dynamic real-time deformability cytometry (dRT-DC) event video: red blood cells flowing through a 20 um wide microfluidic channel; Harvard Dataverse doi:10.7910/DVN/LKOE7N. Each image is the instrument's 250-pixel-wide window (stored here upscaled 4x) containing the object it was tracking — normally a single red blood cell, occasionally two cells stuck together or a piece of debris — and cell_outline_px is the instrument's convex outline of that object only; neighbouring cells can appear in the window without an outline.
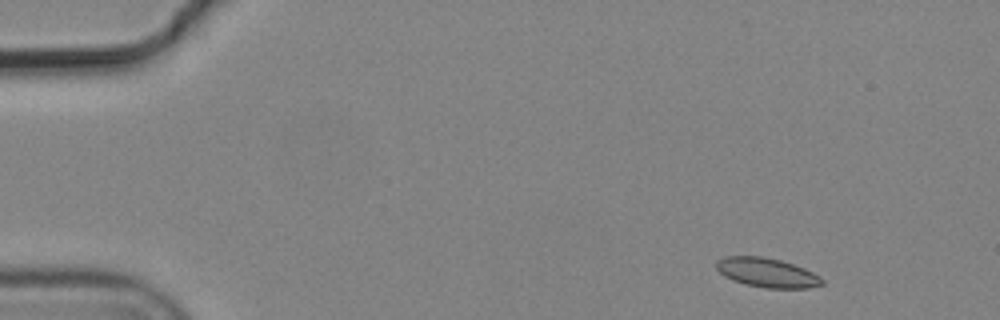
{"species": "common noctule bat (a hibernating species)", "species_latin": "Nyctalus noctula", "temperature_condition": "cold", "stored_images_in_passage": 4, "camera_frame_rate_fps": 3000, "um_per_image_px": 0.085, "animal": {"sex": "male", "body_mass_g": 19.2, "forearm_length_mm": 51.8}, "frame": {"image": 1, "passage_image": 1, "time_ms": 0.0, "image_size_px": [1000, 320], "cell_outline_px": [[824, 284], [808, 288], [764, 288], [744, 284], [732, 280], [724, 276], [716, 268], [716, 260], [724, 256], [760, 256], [780, 260], [804, 268], [820, 276], [824, 280]], "centroid_in_image_um": [65.18, 23.18], "position_along_channel_um": 19.8, "area_um2": 18.15}}
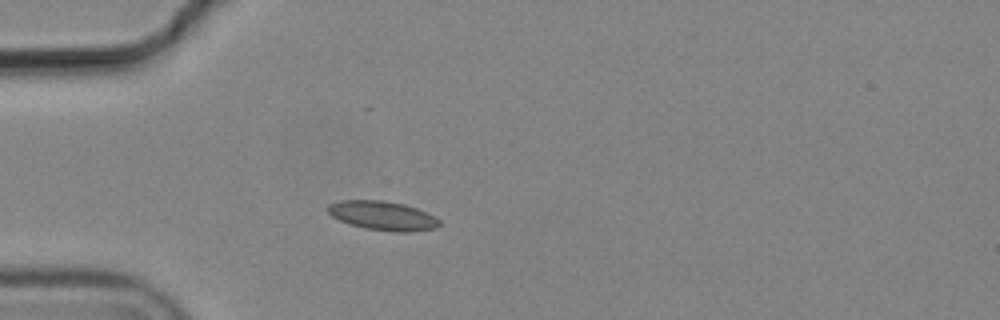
{"frame": {"image": 2, "passage_image": 4, "time_ms": 1.0, "image_size_px": [1000, 320], "cell_outline_px": [[440, 224], [436, 228], [408, 232], [396, 232], [364, 228], [348, 224], [332, 216], [328, 212], [328, 204], [340, 200], [384, 200], [404, 204], [428, 212], [436, 216], [440, 220]], "centroid_in_image_um": [32.55, 18.33], "position_along_channel_um": 52.5, "area_um2": 19.07}}